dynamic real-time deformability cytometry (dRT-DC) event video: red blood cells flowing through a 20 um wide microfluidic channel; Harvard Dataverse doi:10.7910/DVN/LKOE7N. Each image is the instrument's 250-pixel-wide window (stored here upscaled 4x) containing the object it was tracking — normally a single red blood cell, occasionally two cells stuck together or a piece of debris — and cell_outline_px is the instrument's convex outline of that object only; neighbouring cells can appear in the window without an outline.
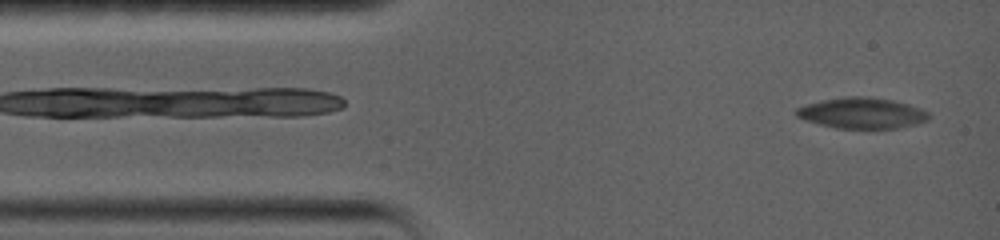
{"species": "common noctule bat (a hibernating species)", "species_latin": "Nyctalus noctula", "temperature_condition": "warm", "stored_images_in_passage": 79, "camera_frame_rate_fps": 5000, "um_per_image_px": 0.085, "animal": {"sex": "female", "body_mass_g": 19.0, "forearm_length_mm": 56.7}, "frame": {"image": 1, "passage_image": 3, "time_ms": 0.6, "image_size_px": [1000, 240], "cell_outline_px": [[932, 116], [928, 120], [916, 124], [896, 128], [836, 128], [820, 124], [796, 116], [796, 108], [808, 104], [824, 100], [848, 96], [868, 96], [892, 100], [908, 104], [920, 108], [928, 112]], "centroid_in_image_um": [73.32, 9.61], "position_along_channel_um": 11.7, "area_um2": 23.58}}
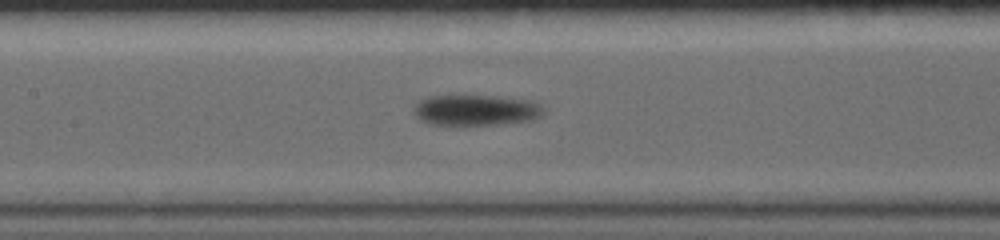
{"frame": {"image": 2, "passage_image": 35, "time_ms": 7.2, "image_size_px": [1000, 240], "cell_outline_px": [[544, 112], [540, 116], [532, 120], [500, 124], [428, 124], [420, 120], [416, 116], [416, 104], [420, 100], [428, 96], [496, 96], [532, 100], [540, 104], [544, 108]], "centroid_in_image_um": [40.5, 9.35], "position_along_channel_um": 166.9, "area_um2": 23.06}}
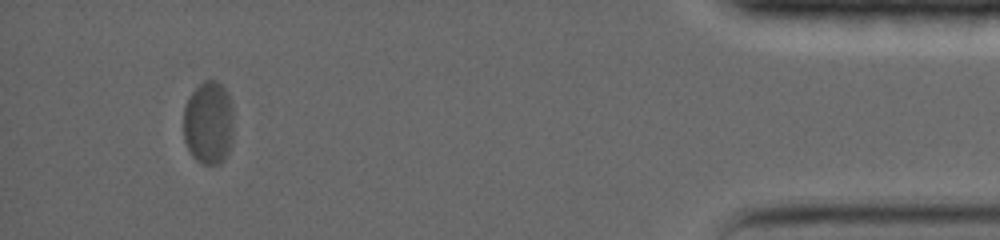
{"frame": {"image": 3, "passage_image": 67, "time_ms": 17.2, "image_size_px": [1000, 240], "cell_outline_px": [[232, 144], [224, 160], [220, 164], [204, 164], [196, 160], [192, 156], [184, 140], [184, 108], [188, 96], [204, 80], [216, 80], [224, 88], [232, 104]], "centroid_in_image_um": [17.72, 10.45], "position_along_channel_um": 417.5, "area_um2": 24.45}, "authors_computed_cell_mechanics": {"area_um2": 24.4494, "velocity_mm_per_s": 3.3042, "shape_relaxation_time_tau1_ms": 9.472, "shape_relaxation_time_tau2_ms": null, "deformation_change_tau1": 0.1894, "deformation_change_tau2": null}}